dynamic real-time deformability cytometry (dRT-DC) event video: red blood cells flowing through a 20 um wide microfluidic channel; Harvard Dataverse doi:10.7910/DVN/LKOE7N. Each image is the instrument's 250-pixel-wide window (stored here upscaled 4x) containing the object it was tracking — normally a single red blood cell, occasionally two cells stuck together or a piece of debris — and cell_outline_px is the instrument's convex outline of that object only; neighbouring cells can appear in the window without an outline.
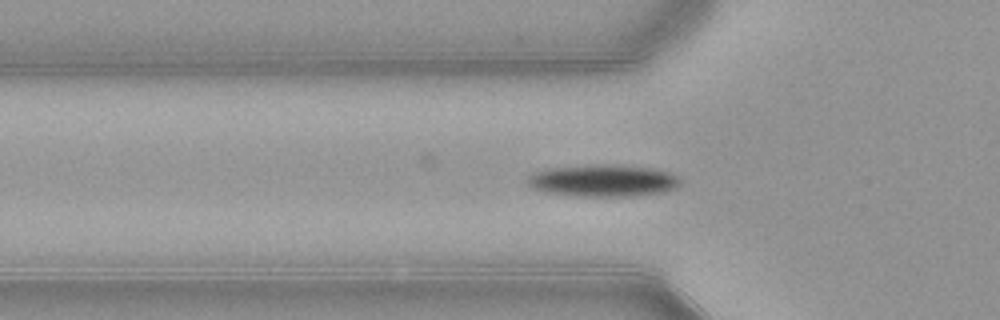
{"species": "common noctule bat (a hibernating species)", "species_latin": "Nyctalus noctula", "temperature_condition": "warm", "stored_images_in_passage": 34, "camera_frame_rate_fps": 3000, "um_per_image_px": 0.085, "animal": {"sex": "female", "body_mass_g": 21.9}, "frame": {"image": 1, "passage_image": 4, "time_ms": 1.0, "image_size_px": [1000, 320], "cell_outline_px": [[680, 184], [676, 188], [664, 192], [632, 196], [576, 196], [544, 192], [532, 188], [528, 184], [528, 176], [536, 172], [548, 168], [600, 164], [612, 164], [652, 168], [668, 172], [676, 176], [680, 180]], "centroid_in_image_um": [51.26, 15.35], "position_along_channel_um": 74.5, "area_um2": 28.5}}
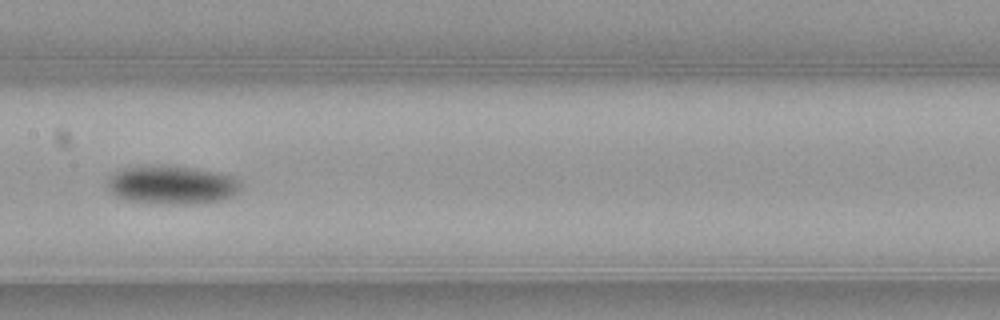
{"frame": {"image": 2, "passage_image": 13, "time_ms": 4.0, "image_size_px": [1000, 320], "cell_outline_px": [[240, 188], [232, 196], [220, 200], [188, 204], [168, 204], [128, 200], [116, 196], [108, 188], [108, 176], [124, 168], [160, 164], [168, 164], [192, 168], [232, 176], [236, 180]], "centroid_in_image_um": [14.55, 15.7], "position_along_channel_um": 192.8, "area_um2": 29.59}}
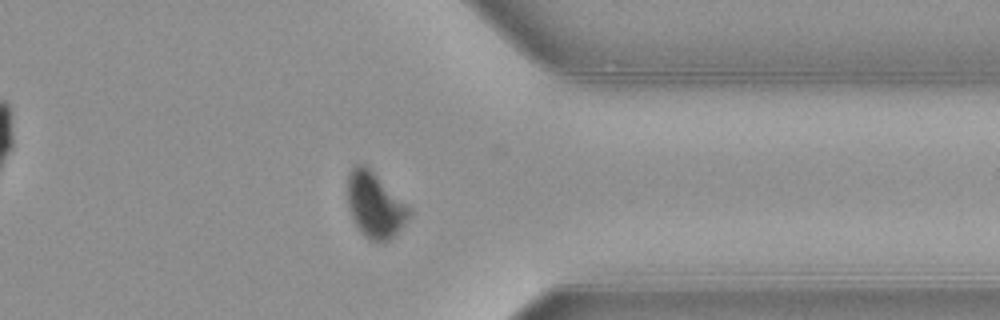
{"frame": {"image": 3, "passage_image": 28, "time_ms": 9.0, "image_size_px": [1000, 320], "cell_outline_px": [[412, 212], [408, 220], [388, 240], [376, 244], [368, 240], [360, 232], [348, 208], [348, 176], [352, 168], [356, 164], [364, 164]], "centroid_in_image_um": [31.83, 17.49], "position_along_channel_um": 379.6, "area_um2": 22.72}, "authors_computed_cell_mechanics": {"area_um2": 27.8018, "velocity_mm_per_s": 3.8928, "shape_relaxation_time_tau1_ms": 2.6868, "shape_relaxation_time_tau2_ms": null, "deformation_change_tau1": 0.1304, "deformation_change_tau2": null}}